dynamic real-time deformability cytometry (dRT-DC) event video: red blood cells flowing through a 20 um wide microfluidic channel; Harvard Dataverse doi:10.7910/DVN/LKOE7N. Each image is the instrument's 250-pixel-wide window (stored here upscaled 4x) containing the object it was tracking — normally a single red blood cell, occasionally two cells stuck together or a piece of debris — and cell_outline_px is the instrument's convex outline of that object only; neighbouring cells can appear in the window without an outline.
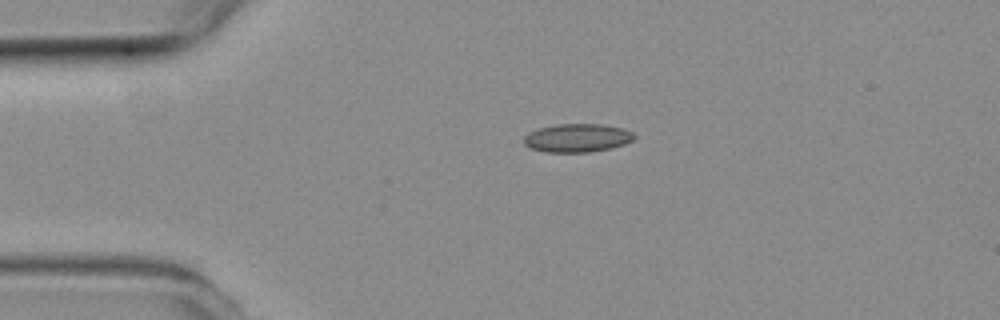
{"species": "common noctule bat (a hibernating species)", "species_latin": "Nyctalus noctula", "temperature_condition": "room temperature", "stored_images_in_passage": 2, "camera_frame_rate_fps": 3000, "um_per_image_px": 0.085, "animal": {"sex": "female", "body_mass_g": 19.3, "forearm_length_mm": 54.1}, "frame": {"image": 1, "passage_image": 1, "time_ms": 0.0, "image_size_px": [1000, 320], "cell_outline_px": [[636, 136], [632, 140], [624, 144], [612, 148], [588, 152], [544, 152], [528, 148], [524, 144], [524, 136], [528, 132], [540, 128], [556, 124], [604, 124], [624, 128], [632, 132]], "centroid_in_image_um": [49.05, 11.72], "position_along_channel_um": 35.9, "area_um2": 18.44}}